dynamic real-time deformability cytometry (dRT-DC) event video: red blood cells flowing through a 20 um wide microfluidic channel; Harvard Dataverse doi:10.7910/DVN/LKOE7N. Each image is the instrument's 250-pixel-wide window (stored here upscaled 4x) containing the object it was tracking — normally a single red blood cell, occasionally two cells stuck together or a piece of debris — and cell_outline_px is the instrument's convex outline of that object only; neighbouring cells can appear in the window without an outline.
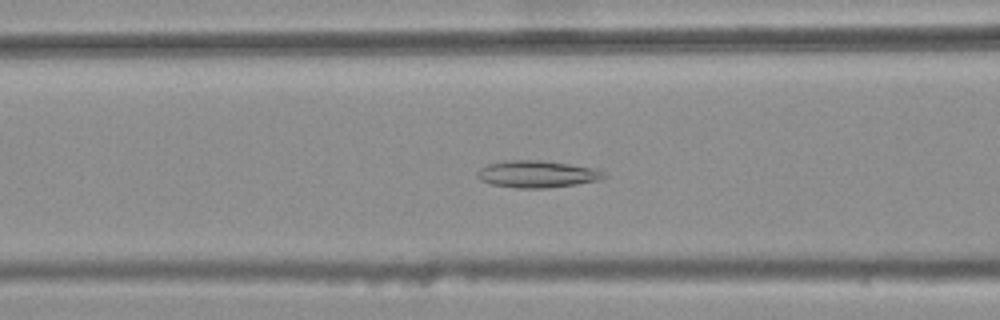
{"species": "common noctule bat (a hibernating species)", "species_latin": "Nyctalus noctula", "temperature_condition": "warm", "stored_images_in_passage": 34, "camera_frame_rate_fps": 3000, "um_per_image_px": 0.085, "animal": {"sex": "female", "body_mass_g": 25.1}, "frame": {"image": 1, "passage_image": 10, "time_ms": 3.0, "image_size_px": [1000, 320], "cell_outline_px": [[608, 176], [600, 180], [576, 184], [544, 188], [516, 188], [492, 184], [480, 180], [476, 176], [476, 172], [480, 168], [488, 164], [508, 160], [540, 160], [568, 164], [592, 168]], "centroid_in_image_um": [45.59, 14.8], "position_along_channel_um": 121.0, "area_um2": 19.71}}
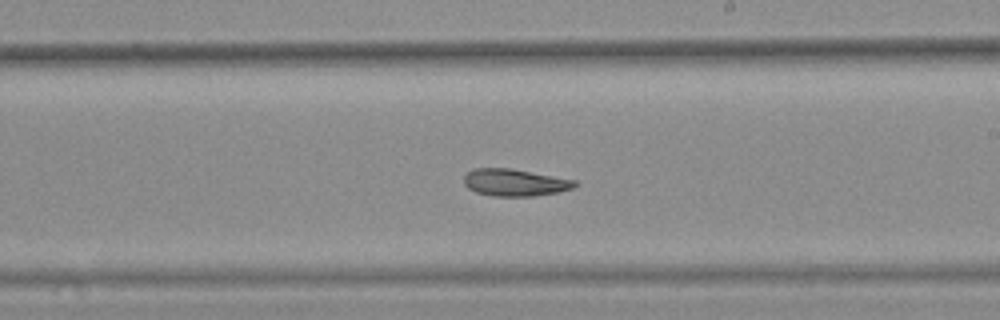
{"frame": {"image": 2, "passage_image": 20, "time_ms": 6.333, "image_size_px": [1000, 320], "cell_outline_px": [[580, 184], [572, 188], [560, 192], [536, 196], [492, 196], [476, 192], [468, 188], [464, 184], [464, 176], [472, 168], [512, 168], [576, 180]], "centroid_in_image_um": [43.78, 15.51], "position_along_channel_um": 245.2, "area_um2": 17.74}}
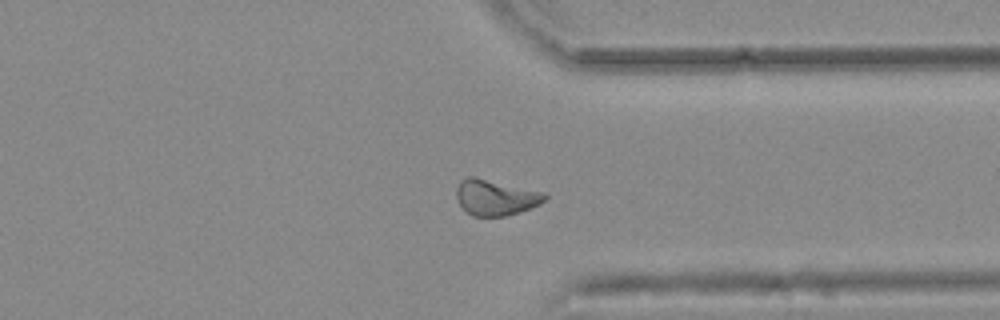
{"frame": {"image": 3, "passage_image": 30, "time_ms": 9.667, "image_size_px": [1000, 320], "cell_outline_px": [[548, 196], [540, 204], [532, 208], [504, 216], [472, 216], [460, 204], [456, 196], [456, 188], [460, 180], [468, 176], [472, 176], [544, 192]], "centroid_in_image_um": [42.12, 16.78], "position_along_channel_um": 369.3, "area_um2": 18.26}}